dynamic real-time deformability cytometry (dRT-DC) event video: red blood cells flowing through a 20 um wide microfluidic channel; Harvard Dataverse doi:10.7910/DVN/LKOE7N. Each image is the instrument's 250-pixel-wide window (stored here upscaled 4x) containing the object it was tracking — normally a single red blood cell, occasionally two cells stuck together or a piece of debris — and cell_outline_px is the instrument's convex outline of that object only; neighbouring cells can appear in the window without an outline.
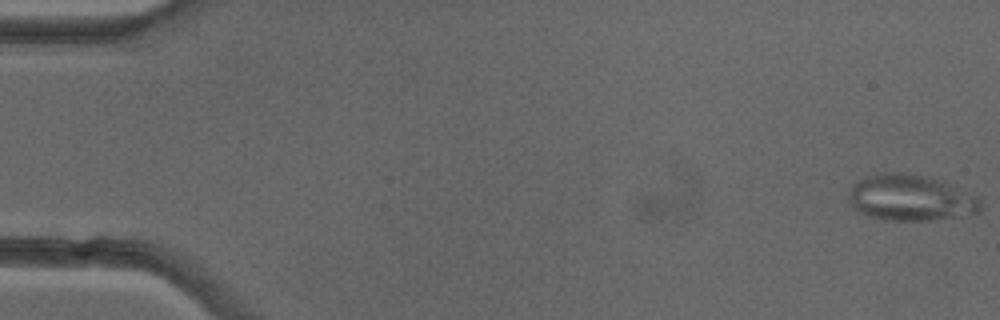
{"species": "common noctule bat (a hibernating species)", "species_latin": "Nyctalus noctula", "temperature_condition": "cold", "stored_images_in_passage": 52, "camera_frame_rate_fps": 3000, "um_per_image_px": 0.085, "animal": {"sex": "female"}, "frame": {"image": 1, "passage_image": 1, "time_ms": 0.0, "image_size_px": [1000, 320], "cell_outline_px": [[980, 212], [960, 216], [928, 220], [888, 220], [868, 216], [860, 212], [848, 200], [848, 196], [852, 184], [876, 172], [904, 172], [944, 180], [980, 196]], "centroid_in_image_um": [77.44, 16.79], "position_along_channel_um": 7.6, "area_um2": 35.72}}
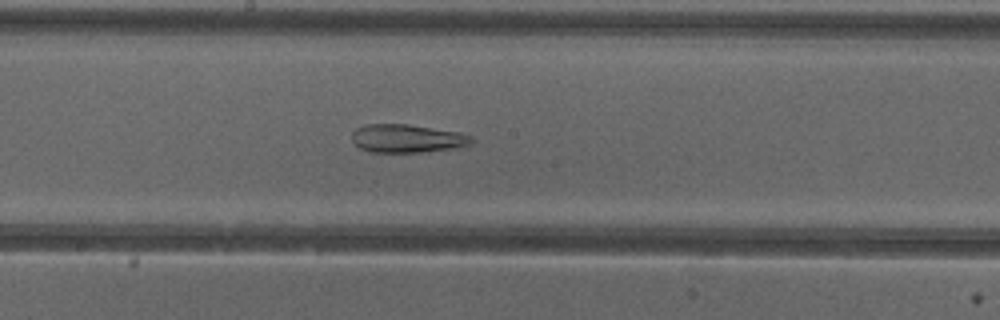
{"frame": {"image": 2, "passage_image": 28, "time_ms": 9.0, "image_size_px": [1000, 320], "cell_outline_px": [[472, 140], [468, 144], [452, 148], [420, 152], [372, 152], [360, 148], [352, 140], [352, 132], [356, 128], [364, 124], [408, 124], [460, 132], [472, 136]], "centroid_in_image_um": [34.56, 11.75], "position_along_channel_um": 213.6, "area_um2": 19.54}}
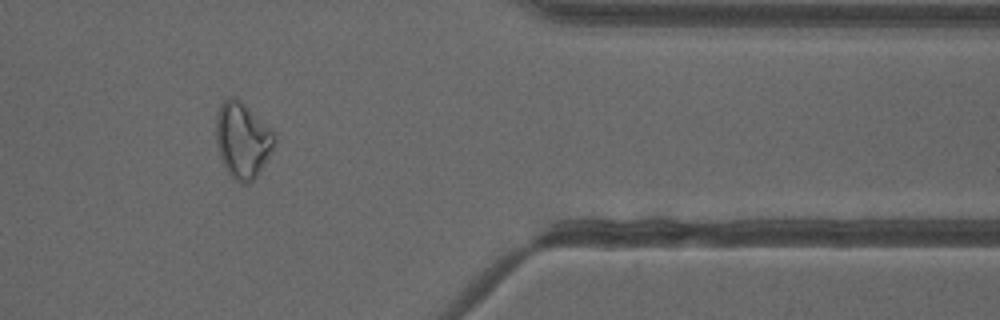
{"frame": {"image": 3, "passage_image": 43, "time_ms": 14.0, "image_size_px": [1000, 320], "cell_outline_px": [[276, 140], [268, 156], [256, 176], [248, 184], [240, 184], [228, 172], [220, 156], [216, 144], [216, 116], [220, 104], [228, 96], [236, 96], [276, 132]], "centroid_in_image_um": [20.61, 11.86], "position_along_channel_um": 390.8, "area_um2": 25.78}, "authors_computed_cell_mechanics": {"area_um2": 26.4724, "velocity_mm_per_s": 3.9781, "shape_relaxation_time_tau1_ms": null, "shape_relaxation_time_tau2_ms": 4.83, "deformation_change_tau1": null, "deformation_change_tau2": 0.1481}}